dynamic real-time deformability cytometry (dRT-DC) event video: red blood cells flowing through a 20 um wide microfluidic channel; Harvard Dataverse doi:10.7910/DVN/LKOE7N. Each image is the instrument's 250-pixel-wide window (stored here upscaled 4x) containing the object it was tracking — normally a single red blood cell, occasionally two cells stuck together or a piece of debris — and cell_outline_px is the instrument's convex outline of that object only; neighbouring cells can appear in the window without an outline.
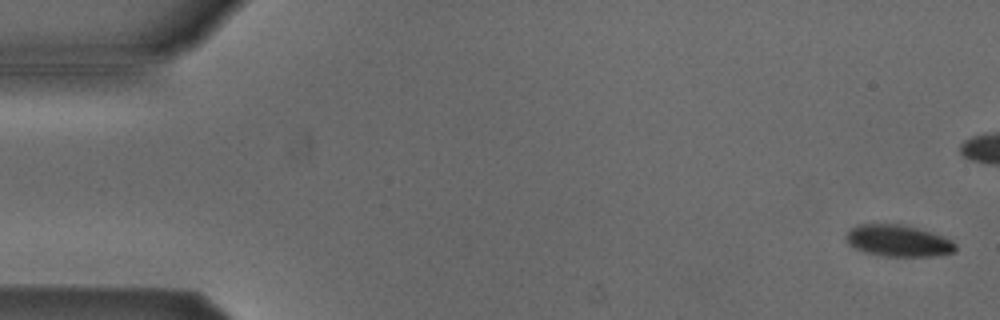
{"species": "Egyptian fruit bat (a non-hibernating species)", "species_latin": "Rousettus aegyptiacus", "temperature_condition": "cold", "stored_images_in_passage": 6, "camera_frame_rate_fps": 3000, "um_per_image_px": 0.085, "animal": {"sex": "male"}, "frame": {"image": 1, "passage_image": 1, "time_ms": 0.0, "image_size_px": [1000, 320], "cell_outline_px": [[956, 248], [952, 252], [936, 256], [884, 256], [864, 252], [848, 244], [844, 236], [856, 224], [900, 224], [916, 228], [944, 236], [952, 240], [956, 244]], "centroid_in_image_um": [76.33, 20.46], "position_along_channel_um": 8.7, "area_um2": 20.11}}